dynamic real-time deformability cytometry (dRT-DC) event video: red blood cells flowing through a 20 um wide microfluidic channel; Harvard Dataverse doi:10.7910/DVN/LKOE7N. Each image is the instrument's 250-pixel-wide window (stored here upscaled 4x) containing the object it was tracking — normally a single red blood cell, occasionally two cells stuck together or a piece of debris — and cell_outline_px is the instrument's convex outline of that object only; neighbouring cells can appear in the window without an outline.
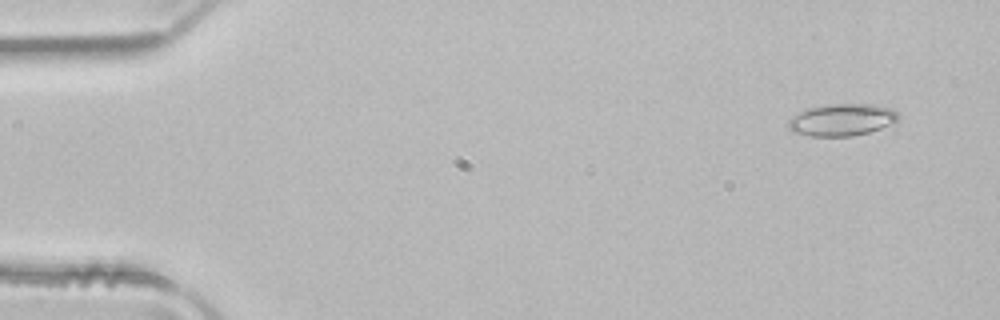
{"species": "common noctule bat (a hibernating species)", "species_latin": "Nyctalus noctula", "temperature_condition": "room temperature", "stored_images_in_passage": 51, "camera_frame_rate_fps": 3000, "um_per_image_px": 0.085, "animal": {"sex": "male", "body_mass_g": 21.5, "forearm_length_mm": 52.0}, "frame": {"image": 1, "passage_image": 4, "time_ms": 1.0, "image_size_px": [1000, 320], "cell_outline_px": [[900, 120], [896, 124], [868, 132], [852, 136], [812, 136], [792, 132], [788, 128], [788, 120], [792, 116], [808, 108], [832, 104], [872, 104], [892, 108], [900, 116]], "centroid_in_image_um": [71.61, 10.19], "position_along_channel_um": 13.4, "area_um2": 20.75}}
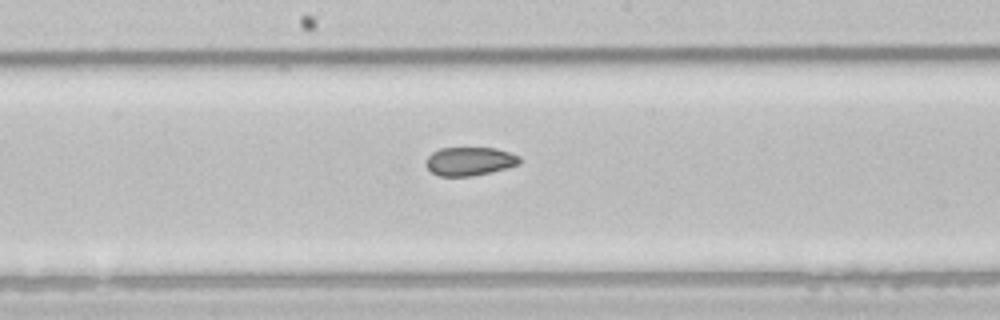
{"frame": {"image": 2, "passage_image": 27, "time_ms": 8.667, "image_size_px": [1000, 320], "cell_outline_px": [[520, 164], [492, 172], [472, 176], [440, 176], [432, 172], [424, 164], [424, 160], [432, 152], [440, 148], [496, 148], [520, 156]], "centroid_in_image_um": [39.9, 13.71], "position_along_channel_um": 208.3, "area_um2": 15.66}}
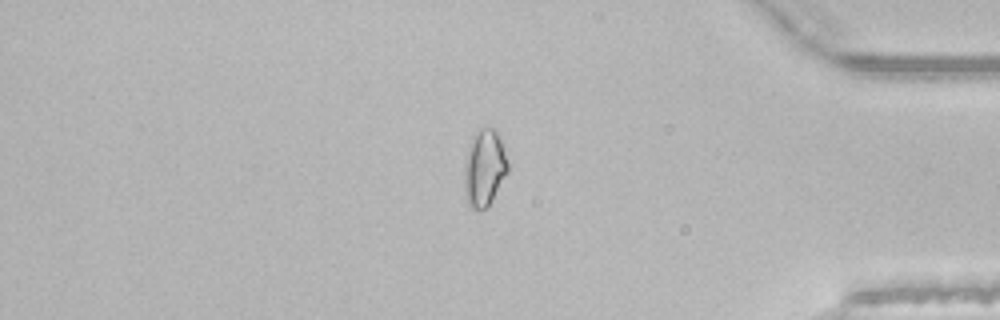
{"frame": {"image": 3, "passage_image": 43, "time_ms": 14.0, "image_size_px": [1000, 320], "cell_outline_px": [[508, 172], [488, 208], [480, 212], [472, 208], [468, 204], [464, 192], [464, 164], [472, 136], [480, 128], [496, 128], [504, 144], [508, 164]], "centroid_in_image_um": [41.18, 14.3], "position_along_channel_um": 394.0, "area_um2": 20.0}, "authors_computed_cell_mechanics": {"area_um2": 17.9758, "velocity_mm_per_s": 4.0253, "shape_relaxation_time_tau1_ms": null, "shape_relaxation_time_tau2_ms": 8.5822, "deformation_change_tau1": null, "deformation_change_tau2": 0.1209}}